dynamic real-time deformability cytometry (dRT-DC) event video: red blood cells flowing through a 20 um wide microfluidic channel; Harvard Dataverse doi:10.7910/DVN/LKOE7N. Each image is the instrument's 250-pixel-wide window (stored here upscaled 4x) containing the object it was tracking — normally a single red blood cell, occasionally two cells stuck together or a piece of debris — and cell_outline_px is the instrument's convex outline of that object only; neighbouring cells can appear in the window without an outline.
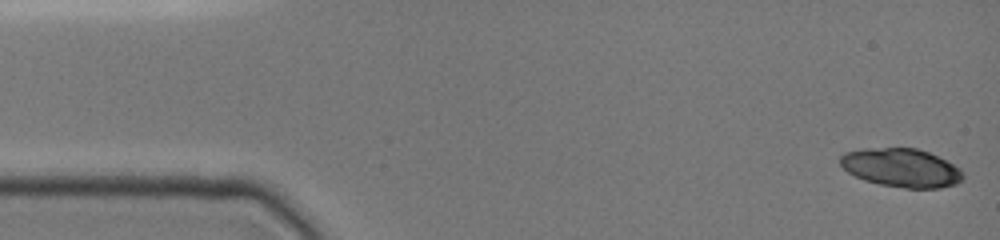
{"species": "common noctule bat (a hibernating species)", "species_latin": "Nyctalus noctula", "temperature_condition": "cold", "stored_images_in_passage": 9, "camera_frame_rate_fps": 3000, "um_per_image_px": 0.085, "animal": {"sex": "female", "body_mass_g": 19.0, "forearm_length_mm": 51.5}, "frame": {"image": 1, "passage_image": 1, "time_ms": 0.0, "image_size_px": [1000, 240], "cell_outline_px": [[964, 180], [956, 184], [940, 188], [904, 188], [880, 184], [864, 180], [848, 172], [840, 164], [840, 156], [844, 152], [864, 148], [916, 148], [928, 152], [960, 168], [964, 172]], "centroid_in_image_um": [76.62, 14.26], "position_along_channel_um": 8.4, "area_um2": 27.63}}
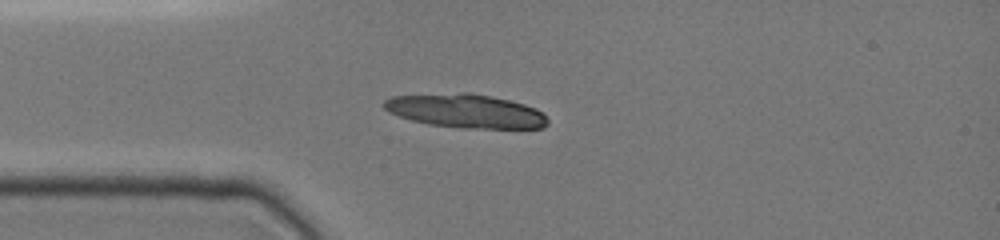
{"frame": {"image": 2, "passage_image": 6, "time_ms": 3.667, "image_size_px": [1000, 240], "cell_outline_px": [[548, 124], [544, 128], [464, 128], [428, 124], [412, 120], [388, 112], [380, 104], [384, 100], [392, 96], [460, 92], [468, 92], [508, 100], [524, 104], [536, 108], [544, 112], [548, 120]], "centroid_in_image_um": [39.58, 9.43], "position_along_channel_um": 45.4, "area_um2": 32.31}}